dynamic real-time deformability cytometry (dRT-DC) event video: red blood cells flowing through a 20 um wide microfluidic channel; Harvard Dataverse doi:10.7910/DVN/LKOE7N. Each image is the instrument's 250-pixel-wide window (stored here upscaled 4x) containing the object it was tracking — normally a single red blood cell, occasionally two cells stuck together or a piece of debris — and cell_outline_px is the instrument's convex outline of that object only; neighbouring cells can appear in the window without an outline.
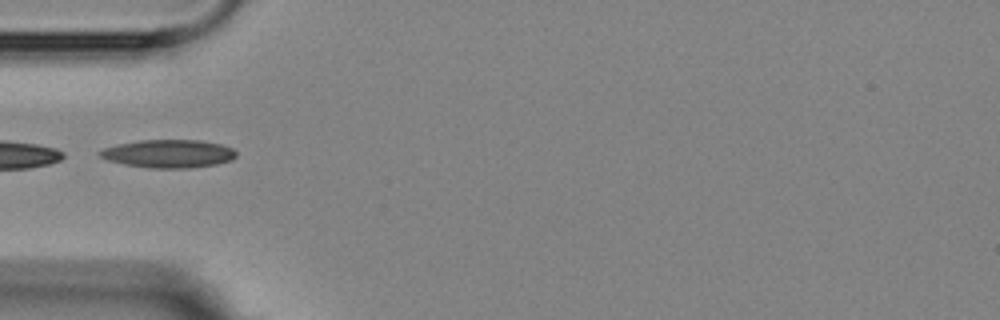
{"species": "Egyptian fruit bat (a non-hibernating species)", "species_latin": "Rousettus aegyptiacus", "temperature_condition": "room temperature", "stored_images_in_passage": 10, "camera_frame_rate_fps": 3000, "um_per_image_px": 0.085, "animal": {"sex": "female"}, "frame": {"image": 1, "passage_image": 1, "time_ms": 0.0, "image_size_px": [1000, 320], "cell_outline_px": [[236, 156], [232, 160], [216, 164], [188, 168], [148, 168], [124, 164], [108, 160], [100, 156], [96, 152], [104, 148], [120, 144], [140, 140], [200, 140], [220, 144], [232, 148], [236, 152]], "centroid_in_image_um": [14.33, 13.06], "position_along_channel_um": 70.7, "area_um2": 22.25}}
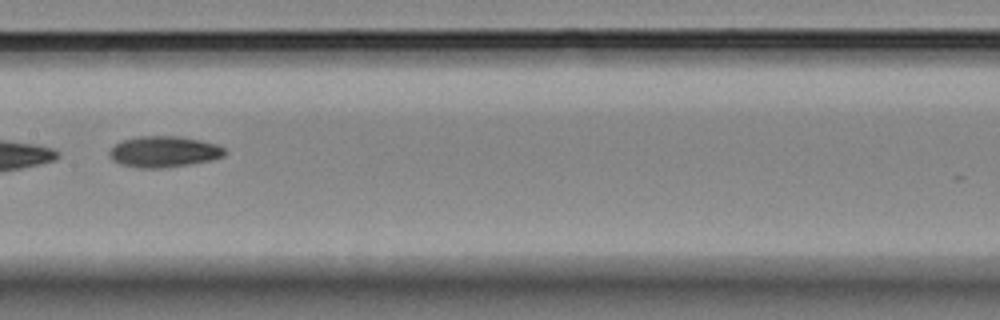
{"frame": {"image": 2, "passage_image": 4, "time_ms": 3.333, "image_size_px": [1000, 320], "cell_outline_px": [[224, 156], [212, 160], [188, 164], [160, 168], [136, 168], [120, 164], [112, 160], [108, 156], [108, 152], [120, 140], [136, 136], [180, 136], [200, 140], [216, 144], [224, 148]], "centroid_in_image_um": [13.88, 12.89], "position_along_channel_um": 193.5, "area_um2": 20.98}}
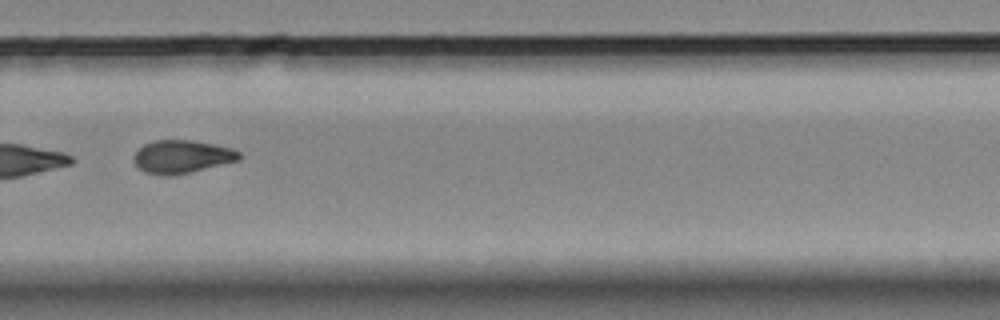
{"frame": {"image": 3, "passage_image": 7, "time_ms": 6.667, "image_size_px": [1000, 320], "cell_outline_px": [[240, 160], [188, 172], [164, 176], [144, 172], [132, 160], [132, 156], [144, 144], [152, 140], [192, 140], [232, 148], [240, 152]], "centroid_in_image_um": [15.43, 13.3], "position_along_channel_um": 314.4, "area_um2": 20.11}}